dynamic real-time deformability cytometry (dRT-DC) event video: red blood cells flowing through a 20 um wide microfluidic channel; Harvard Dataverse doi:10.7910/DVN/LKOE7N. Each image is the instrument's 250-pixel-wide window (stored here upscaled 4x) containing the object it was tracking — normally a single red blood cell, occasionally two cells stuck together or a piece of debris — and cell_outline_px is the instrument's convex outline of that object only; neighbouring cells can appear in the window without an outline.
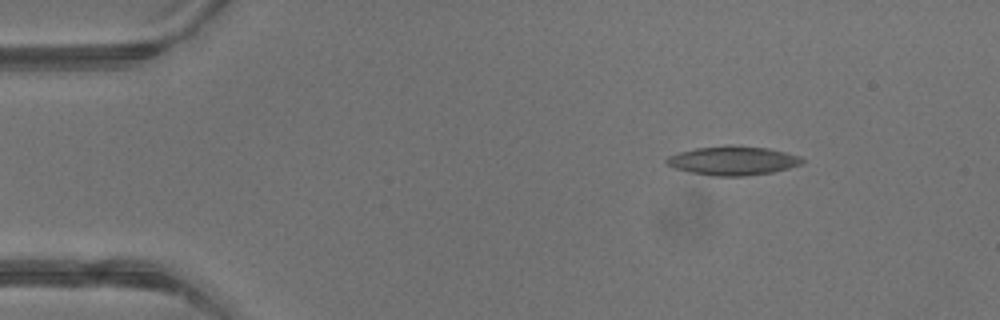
{"species": "common noctule bat (a hibernating species)", "species_latin": "Nyctalus noctula", "temperature_condition": "warm", "stored_images_in_passage": 3, "camera_frame_rate_fps": 3000, "um_per_image_px": 0.085, "animal": {"sex": "male", "body_mass_g": 13.3}, "frame": {"image": 1, "passage_image": 1, "time_ms": 0.0, "image_size_px": [1000, 320], "cell_outline_px": [[804, 164], [772, 172], [744, 176], [712, 176], [692, 172], [676, 168], [668, 164], [664, 160], [668, 156], [680, 152], [696, 148], [732, 144], [768, 148], [800, 156], [804, 160]], "centroid_in_image_um": [62.32, 13.64], "position_along_channel_um": 22.7, "area_um2": 22.89}}
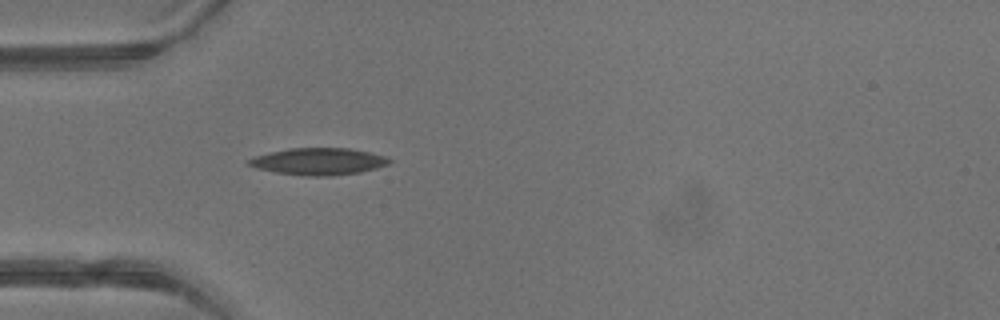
{"frame": {"image": 2, "passage_image": 3, "time_ms": 0.667, "image_size_px": [1000, 320], "cell_outline_px": [[392, 160], [388, 164], [376, 168], [360, 172], [332, 176], [308, 176], [276, 172], [260, 168], [248, 164], [248, 160], [256, 156], [288, 148], [348, 148], [368, 152], [384, 156]], "centroid_in_image_um": [27.12, 13.72], "position_along_channel_um": 57.9, "area_um2": 21.68}}